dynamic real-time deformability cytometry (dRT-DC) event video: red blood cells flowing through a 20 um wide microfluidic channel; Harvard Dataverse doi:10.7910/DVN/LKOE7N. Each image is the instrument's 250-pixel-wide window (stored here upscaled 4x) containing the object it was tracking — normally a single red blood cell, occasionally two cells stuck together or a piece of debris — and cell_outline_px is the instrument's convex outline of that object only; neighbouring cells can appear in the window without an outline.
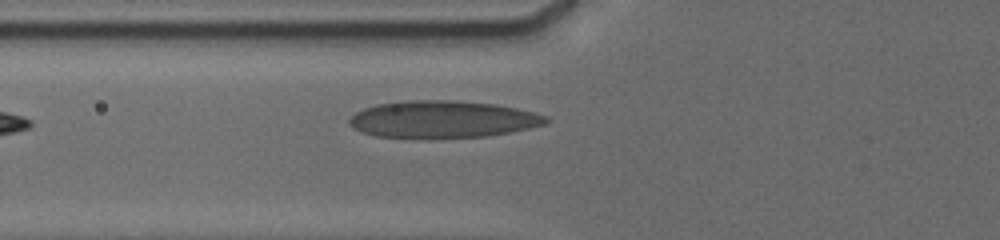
{"species": "human", "species_latin": "Homo sapiens", "temperature_condition": "cold", "stored_images_in_passage": 2, "camera_frame_rate_fps": 3000, "um_per_image_px": 0.085, "donor": {"sex": "male"}, "frame": {"image": 1, "passage_image": 2, "time_ms": 0.667, "image_size_px": [1000, 240], "cell_outline_px": [[552, 120], [544, 124], [528, 128], [508, 132], [484, 136], [428, 140], [376, 136], [364, 132], [348, 124], [348, 120], [356, 112], [364, 108], [376, 104], [408, 100], [456, 100], [496, 104], [516, 108], [548, 116]], "centroid_in_image_um": [37.61, 10.16], "position_along_channel_um": 88.2, "area_um2": 43.12}}